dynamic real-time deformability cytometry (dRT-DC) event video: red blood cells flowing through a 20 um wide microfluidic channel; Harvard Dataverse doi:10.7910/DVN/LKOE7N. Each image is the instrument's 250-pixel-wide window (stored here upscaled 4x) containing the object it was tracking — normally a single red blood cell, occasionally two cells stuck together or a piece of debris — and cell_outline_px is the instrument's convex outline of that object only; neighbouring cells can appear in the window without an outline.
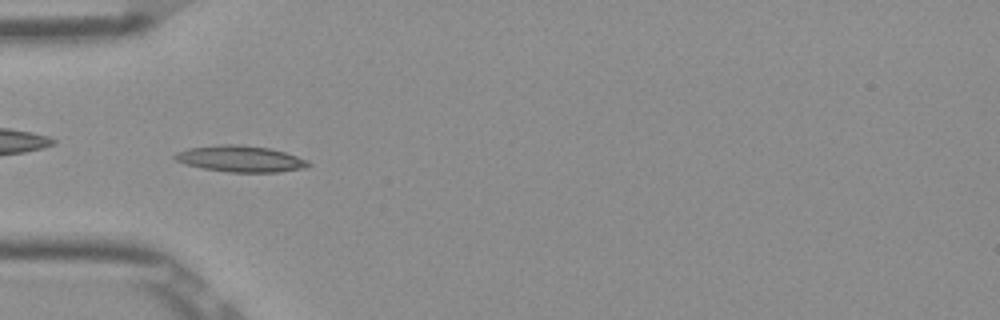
{"species": "Egyptian fruit bat (a non-hibernating species)", "species_latin": "Rousettus aegyptiacus", "temperature_condition": "room temperature", "stored_images_in_passage": 40, "camera_frame_rate_fps": 3000, "um_per_image_px": 0.085, "frame": {"image": 1, "passage_image": 4, "time_ms": 1.0, "image_size_px": [1000, 320], "cell_outline_px": [[312, 164], [304, 168], [276, 172], [228, 172], [204, 168], [184, 164], [176, 160], [172, 156], [176, 152], [188, 148], [220, 144], [240, 144], [268, 148], [284, 152], [308, 160]], "centroid_in_image_um": [20.41, 13.49], "position_along_channel_um": 64.6, "area_um2": 20.4}}
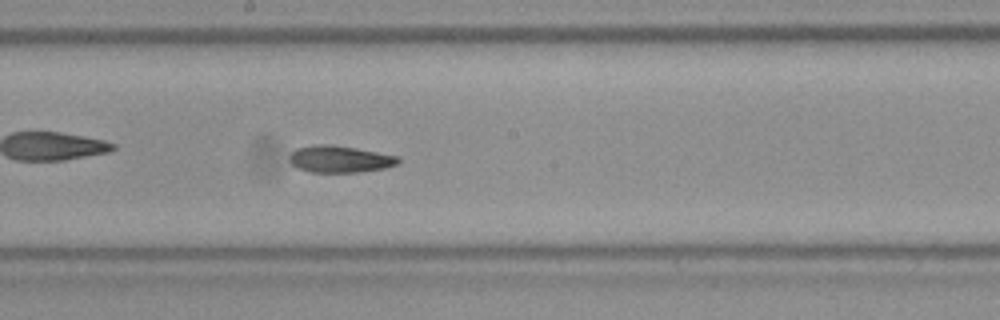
{"frame": {"image": 2, "passage_image": 16, "time_ms": 5.0, "image_size_px": [1000, 320], "cell_outline_px": [[400, 164], [384, 168], [360, 172], [312, 172], [296, 168], [288, 160], [288, 156], [296, 148], [316, 144], [332, 144], [356, 148], [400, 156]], "centroid_in_image_um": [28.89, 13.52], "position_along_channel_um": 219.3, "area_um2": 17.28}}
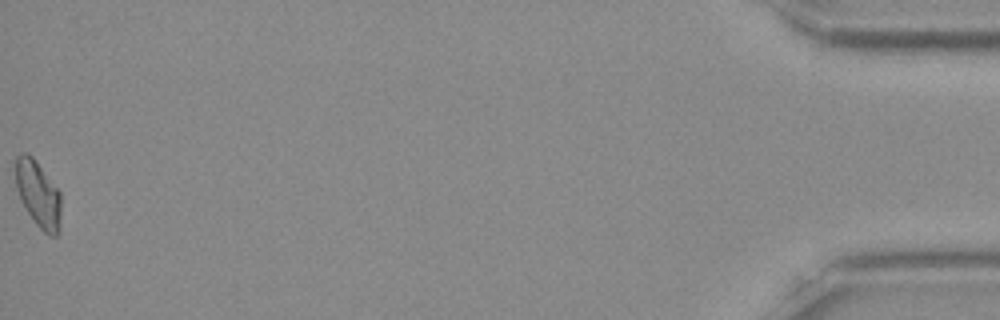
{"frame": {"image": 3, "passage_image": 40, "time_ms": 13.0, "image_size_px": [1000, 320], "cell_outline_px": [[60, 232], [56, 236], [48, 236], [36, 224], [20, 200], [16, 188], [16, 156], [20, 152], [28, 152], [32, 156], [60, 192]], "centroid_in_image_um": [3.24, 16.51], "position_along_channel_um": 432.0, "area_um2": 17.57}, "authors_computed_cell_mechanics": {"area_um2": 17.3111, "velocity_mm_per_s": 3.8934, "shape_relaxation_time_tau1_ms": 10.4264, "shape_relaxation_time_tau2_ms": 4.9946, "deformation_change_tau1": 0.2234, "deformation_change_tau2": 0.1105}}